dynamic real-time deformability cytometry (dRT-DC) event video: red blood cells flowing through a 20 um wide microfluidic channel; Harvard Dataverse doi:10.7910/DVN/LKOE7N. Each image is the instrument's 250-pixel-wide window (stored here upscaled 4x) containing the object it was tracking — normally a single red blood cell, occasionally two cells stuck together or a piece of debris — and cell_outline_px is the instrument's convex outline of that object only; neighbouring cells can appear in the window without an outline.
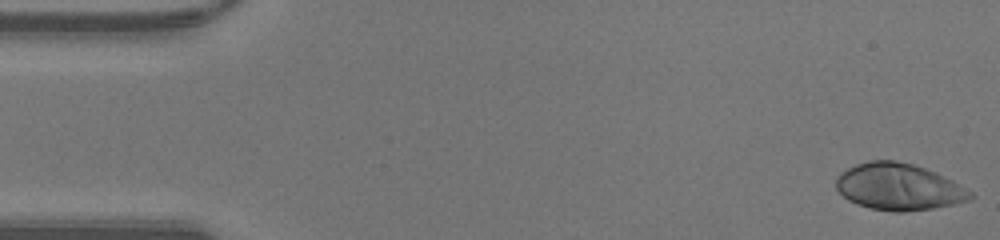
{"species": "human", "species_latin": "Homo sapiens", "temperature_condition": "warm", "stored_images_in_passage": 46, "camera_frame_rate_fps": 3000, "um_per_image_px": 0.085, "donor": {"sex": "male"}, "frame": {"image": 1, "passage_image": 1, "time_ms": 0.0, "image_size_px": [1000, 240], "cell_outline_px": [[976, 196], [968, 200], [952, 204], [932, 208], [904, 212], [892, 212], [872, 208], [848, 200], [836, 188], [836, 176], [840, 172], [856, 164], [868, 160], [896, 160], [912, 164], [936, 172], [952, 180], [972, 192]], "centroid_in_image_um": [76.38, 15.87], "position_along_channel_um": 8.6, "area_um2": 36.41}}
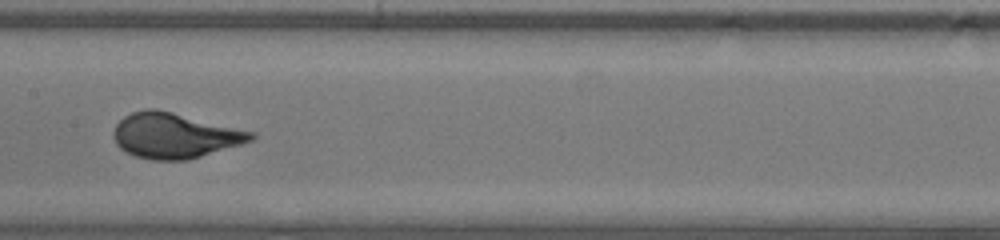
{"frame": {"image": 2, "passage_image": 23, "time_ms": 7.333, "image_size_px": [1000, 240], "cell_outline_px": [[256, 136], [252, 140], [240, 144], [188, 160], [152, 160], [136, 156], [120, 148], [116, 144], [112, 136], [112, 132], [116, 124], [124, 116], [132, 112], [144, 108], [156, 108], [256, 132]], "centroid_in_image_um": [14.82, 11.51], "position_along_channel_um": 192.6, "area_um2": 36.3}}
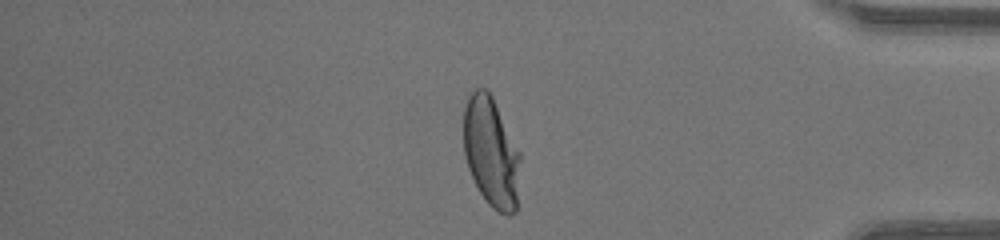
{"frame": {"image": 3, "passage_image": 39, "time_ms": 12.667, "image_size_px": [1000, 240], "cell_outline_px": [[520, 160], [516, 212], [508, 216], [492, 208], [488, 204], [480, 192], [468, 168], [464, 156], [464, 108], [468, 96], [476, 88], [484, 88], [492, 96], [520, 152]], "centroid_in_image_um": [41.75, 12.95], "position_along_channel_um": 393.5, "area_um2": 36.18}, "authors_computed_cell_mechanics": {"area_um2": 35.7493, "velocity_mm_per_s": 4.3705, "shape_relaxation_time_tau1_ms": 3.5494, "shape_relaxation_time_tau2_ms": null, "deformation_change_tau1": 0.2342, "deformation_change_tau2": null}}